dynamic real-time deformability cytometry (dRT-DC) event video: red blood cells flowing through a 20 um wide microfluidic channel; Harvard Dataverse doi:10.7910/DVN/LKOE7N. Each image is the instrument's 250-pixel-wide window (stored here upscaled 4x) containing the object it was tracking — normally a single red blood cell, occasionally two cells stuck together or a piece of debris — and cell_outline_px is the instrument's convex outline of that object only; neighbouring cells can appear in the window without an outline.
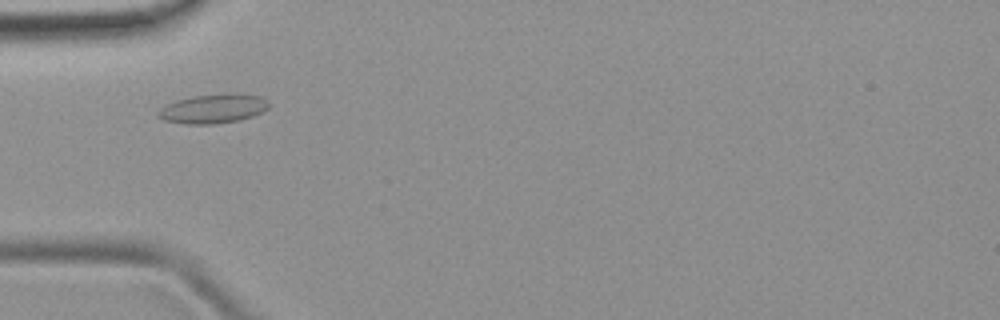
{"species": "common noctule bat (a hibernating species)", "species_latin": "Nyctalus noctula", "temperature_condition": "room temperature", "stored_images_in_passage": 6, "camera_frame_rate_fps": 3000, "um_per_image_px": 0.085, "animal": {"sex": "female", "body_mass_g": 19.9}, "frame": {"image": 1, "passage_image": 3, "time_ms": 2.333, "image_size_px": [1000, 320], "cell_outline_px": [[268, 108], [252, 116], [240, 120], [212, 124], [184, 124], [164, 120], [156, 116], [156, 112], [160, 108], [176, 100], [192, 96], [236, 92], [260, 96], [268, 100]], "centroid_in_image_um": [18.1, 9.23], "position_along_channel_um": 66.9, "area_um2": 19.02}}
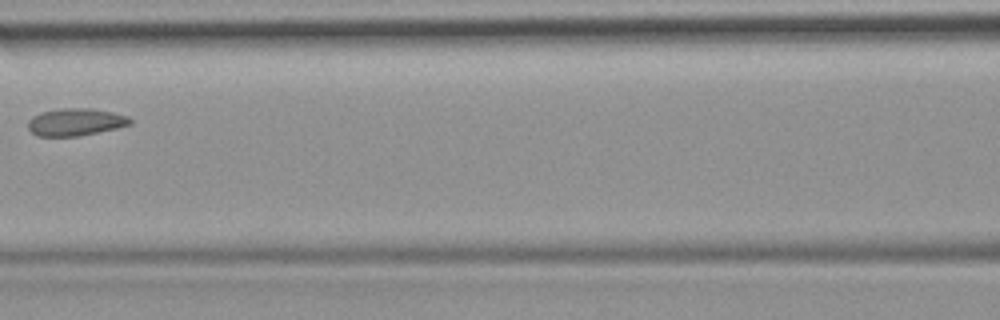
{"frame": {"image": 2, "passage_image": 5, "time_ms": 4.667, "image_size_px": [1000, 320], "cell_outline_px": [[132, 124], [116, 128], [80, 136], [36, 136], [28, 128], [28, 120], [32, 116], [40, 112], [60, 108], [92, 108], [112, 112], [128, 116], [132, 120]], "centroid_in_image_um": [6.41, 10.37], "position_along_channel_um": 160.2, "area_um2": 16.42}}
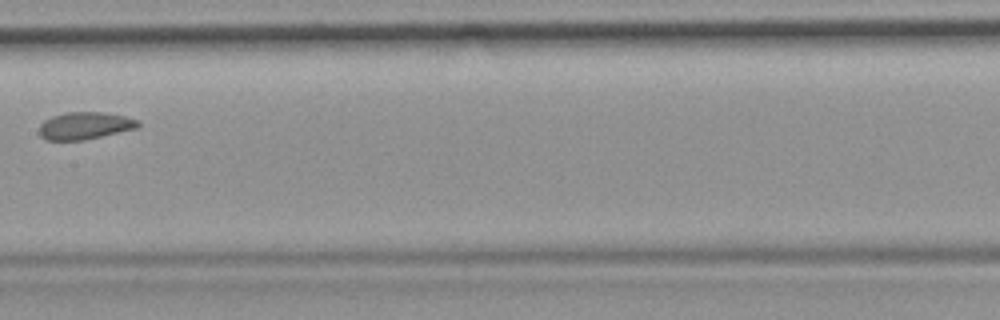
{"frame": {"image": 3, "passage_image": 6, "time_ms": 5.667, "image_size_px": [1000, 320], "cell_outline_px": [[140, 124], [136, 128], [84, 140], [44, 140], [40, 136], [40, 124], [44, 120], [52, 116], [68, 112], [104, 112], [124, 116], [140, 120]], "centroid_in_image_um": [7.2, 10.68], "position_along_channel_um": 200.2, "area_um2": 15.66}}